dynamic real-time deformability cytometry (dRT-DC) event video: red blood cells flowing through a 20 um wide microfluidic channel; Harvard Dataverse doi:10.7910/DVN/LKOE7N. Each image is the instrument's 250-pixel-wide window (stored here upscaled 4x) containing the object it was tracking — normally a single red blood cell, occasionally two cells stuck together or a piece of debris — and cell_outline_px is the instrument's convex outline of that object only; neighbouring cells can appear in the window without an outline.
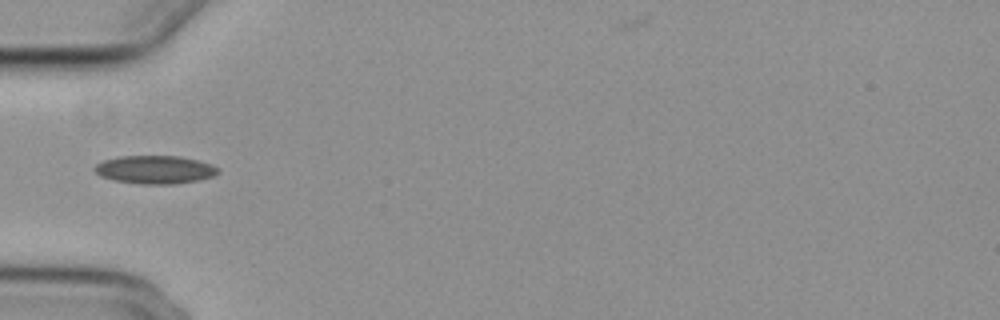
{"species": "common noctule bat (a hibernating species)", "species_latin": "Nyctalus noctula", "temperature_condition": "cold", "stored_images_in_passage": 38, "camera_frame_rate_fps": 3000, "um_per_image_px": 0.085, "animal": {"sex": "female", "body_mass_g": 29.2, "forearm_length_mm": 56.3}, "frame": {"image": 1, "passage_image": 1, "time_ms": 0.0, "image_size_px": [1000, 320], "cell_outline_px": [[220, 172], [212, 176], [196, 180], [172, 184], [140, 184], [116, 180], [100, 176], [92, 168], [96, 164], [104, 160], [120, 156], [180, 156], [212, 164]], "centroid_in_image_um": [13.14, 14.41], "position_along_channel_um": 71.9, "area_um2": 20.06}}
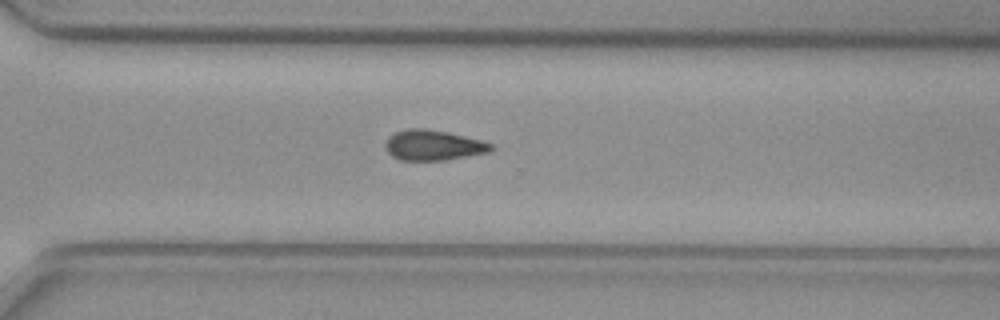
{"frame": {"image": 2, "passage_image": 22, "time_ms": 7.0, "image_size_px": [1000, 320], "cell_outline_px": [[492, 148], [488, 152], [444, 160], [400, 160], [392, 156], [388, 152], [384, 144], [388, 136], [396, 132], [408, 128], [424, 128], [448, 132], [480, 140], [492, 144]], "centroid_in_image_um": [36.77, 12.33], "position_along_channel_um": 333.8, "area_um2": 18.5}}
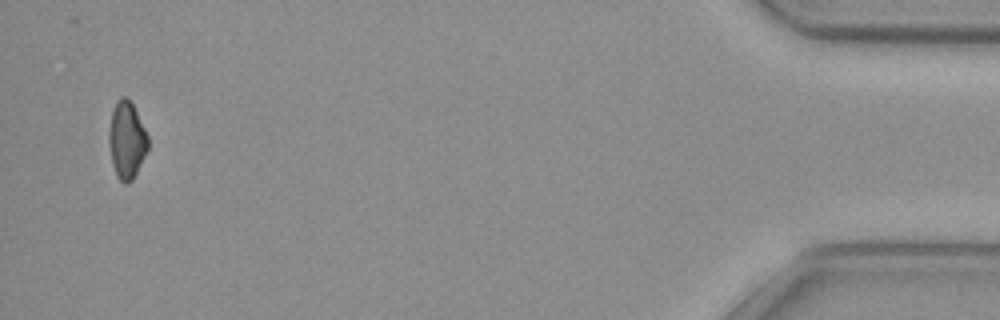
{"frame": {"image": 3, "passage_image": 36, "time_ms": 11.667, "image_size_px": [1000, 320], "cell_outline_px": [[148, 148], [132, 180], [128, 184], [124, 184], [116, 176], [112, 164], [108, 140], [108, 132], [112, 112], [116, 100], [120, 96], [124, 96], [132, 104], [148, 136]], "centroid_in_image_um": [10.74, 11.92], "position_along_channel_um": 424.5, "area_um2": 17.4}}